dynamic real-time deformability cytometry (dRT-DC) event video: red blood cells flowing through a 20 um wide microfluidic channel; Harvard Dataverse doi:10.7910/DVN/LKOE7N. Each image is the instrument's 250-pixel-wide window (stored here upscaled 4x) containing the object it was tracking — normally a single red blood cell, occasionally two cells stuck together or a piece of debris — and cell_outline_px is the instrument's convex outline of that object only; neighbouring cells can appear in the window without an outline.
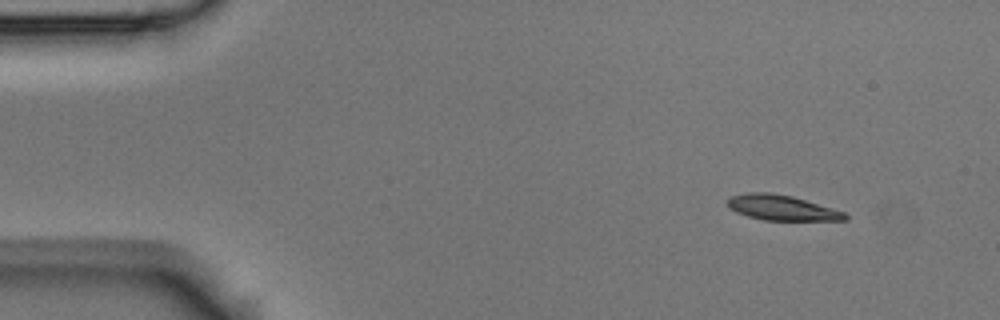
{"species": "Egyptian fruit bat (a non-hibernating species)", "species_latin": "Rousettus aegyptiacus", "temperature_condition": "room temperature", "stored_images_in_passage": 6, "segment_of_instrument_passage": [1, 2], "camera_frame_rate_fps": 3000, "um_per_image_px": 0.085, "animal": {"sex": "male"}, "frame": {"image": 1, "passage_image": 1, "time_ms": 0.0, "image_size_px": [1000, 320], "cell_outline_px": [[848, 220], [764, 220], [748, 216], [736, 212], [728, 204], [728, 200], [732, 196], [748, 192], [772, 192], [792, 196], [832, 208], [844, 212], [848, 216]], "centroid_in_image_um": [66.47, 17.65], "position_along_channel_um": 18.5, "area_um2": 17.05}}
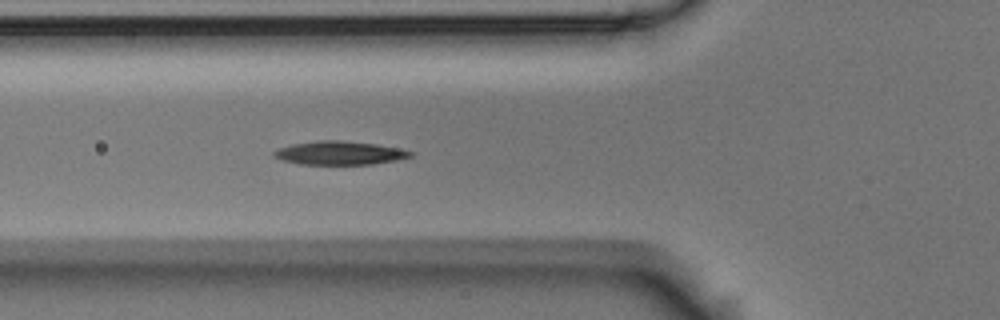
{"frame": {"image": 2, "passage_image": 5, "time_ms": 1.333, "image_size_px": [1000, 320], "cell_outline_px": [[412, 156], [396, 160], [372, 164], [300, 164], [284, 160], [276, 156], [272, 152], [280, 148], [292, 144], [316, 140], [344, 140], [376, 144], [396, 148], [412, 152]], "centroid_in_image_um": [28.86, 12.99], "position_along_channel_um": 96.9, "area_um2": 18.44}}